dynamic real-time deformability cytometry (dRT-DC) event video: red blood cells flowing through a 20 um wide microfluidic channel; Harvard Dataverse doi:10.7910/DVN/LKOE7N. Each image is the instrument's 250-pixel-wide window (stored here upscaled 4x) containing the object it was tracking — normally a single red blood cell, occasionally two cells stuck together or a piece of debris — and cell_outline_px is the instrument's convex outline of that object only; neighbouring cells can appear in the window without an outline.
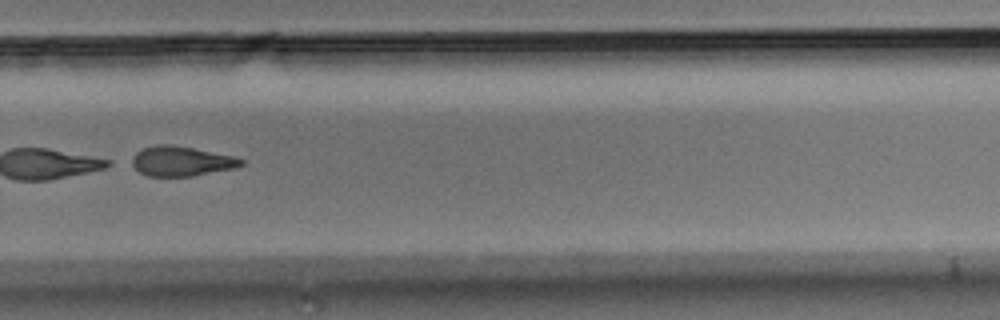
{"species": "Egyptian fruit bat (a non-hibernating species)", "species_latin": "Rousettus aegyptiacus", "temperature_condition": "room temperature", "stored_images_in_passage": 53, "segment_of_instrument_passage": [2, 2], "camera_frame_rate_fps": 3000, "um_per_image_px": 0.085, "animal": {"sex": "male"}, "frame": {"image": 1, "passage_image": 38, "time_ms": 12.333, "image_size_px": [1000, 320], "cell_outline_px": [[244, 164], [236, 168], [192, 176], [148, 176], [140, 172], [128, 164], [124, 160], [136, 152], [144, 148], [156, 144], [168, 144], [192, 148], [236, 156], [244, 160]], "centroid_in_image_um": [15.34, 13.7], "position_along_channel_um": 314.5, "area_um2": 19.42}}